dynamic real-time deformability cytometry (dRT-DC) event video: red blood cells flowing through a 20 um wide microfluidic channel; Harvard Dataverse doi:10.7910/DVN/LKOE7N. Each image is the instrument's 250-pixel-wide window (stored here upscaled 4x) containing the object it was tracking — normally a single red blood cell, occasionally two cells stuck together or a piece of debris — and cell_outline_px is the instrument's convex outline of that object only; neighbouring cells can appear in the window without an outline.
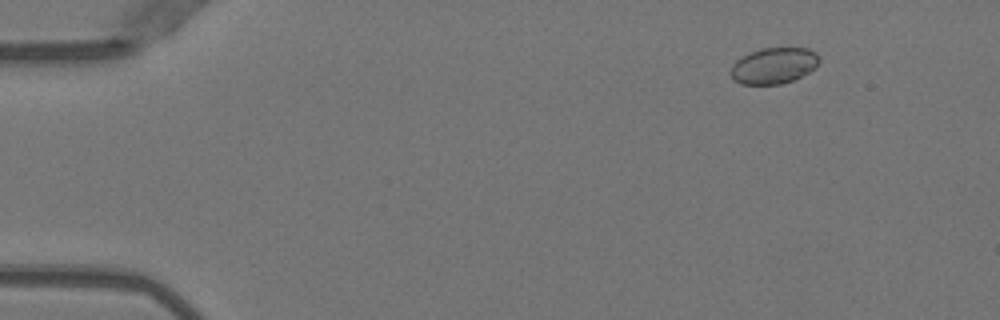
{"species": "Egyptian fruit bat (a non-hibernating species)", "species_latin": "Rousettus aegyptiacus", "temperature_condition": "warm", "stored_images_in_passage": 47, "camera_frame_rate_fps": 3000, "um_per_image_px": 0.085, "animal": {"sex": "female"}, "frame": {"image": 1, "passage_image": 1, "time_ms": 0.0, "image_size_px": [1000, 320], "cell_outline_px": [[820, 60], [816, 68], [792, 80], [780, 84], [740, 84], [732, 80], [728, 72], [732, 64], [736, 60], [760, 48], [808, 48], [816, 52], [820, 56]], "centroid_in_image_um": [65.75, 5.58], "position_along_channel_um": 19.2, "area_um2": 18.79}}
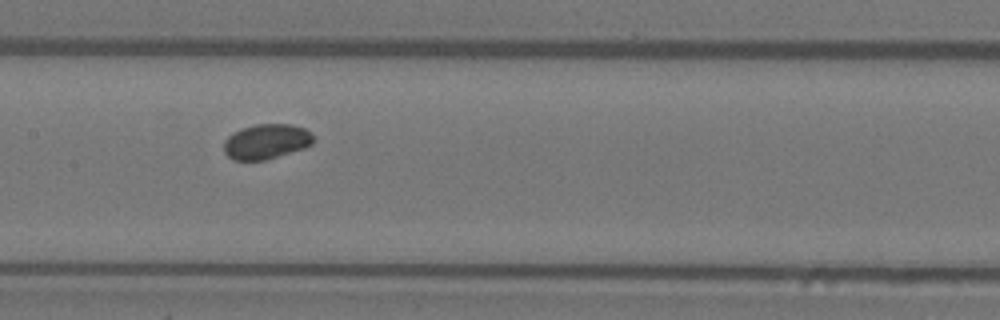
{"frame": {"image": 2, "passage_image": 21, "time_ms": 6.667, "image_size_px": [1000, 320], "cell_outline_px": [[316, 140], [312, 144], [304, 148], [264, 160], [232, 160], [224, 152], [224, 140], [232, 132], [240, 128], [256, 124], [292, 124], [304, 128], [312, 132], [316, 136]], "centroid_in_image_um": [22.66, 12.01], "position_along_channel_um": 184.7, "area_um2": 18.55}}
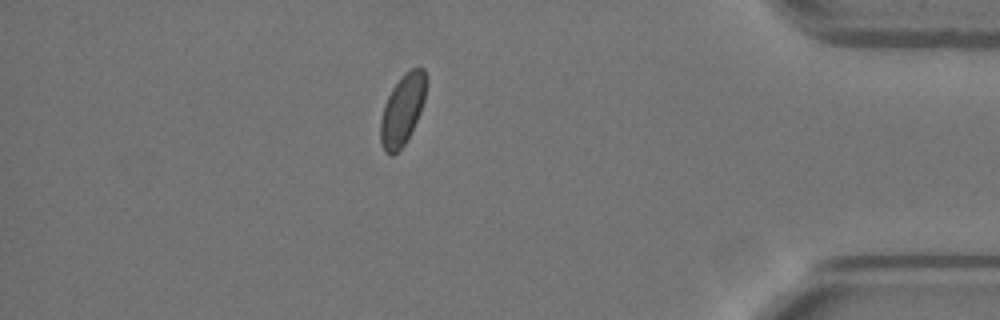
{"frame": {"image": 3, "passage_image": 40, "time_ms": 13.0, "image_size_px": [1000, 320], "cell_outline_px": [[428, 84], [424, 100], [420, 112], [412, 132], [404, 144], [392, 156], [384, 152], [380, 140], [380, 120], [384, 104], [392, 88], [404, 72], [412, 68], [424, 68], [428, 76]], "centroid_in_image_um": [34.22, 9.3], "position_along_channel_um": 401.0, "area_um2": 19.13}}